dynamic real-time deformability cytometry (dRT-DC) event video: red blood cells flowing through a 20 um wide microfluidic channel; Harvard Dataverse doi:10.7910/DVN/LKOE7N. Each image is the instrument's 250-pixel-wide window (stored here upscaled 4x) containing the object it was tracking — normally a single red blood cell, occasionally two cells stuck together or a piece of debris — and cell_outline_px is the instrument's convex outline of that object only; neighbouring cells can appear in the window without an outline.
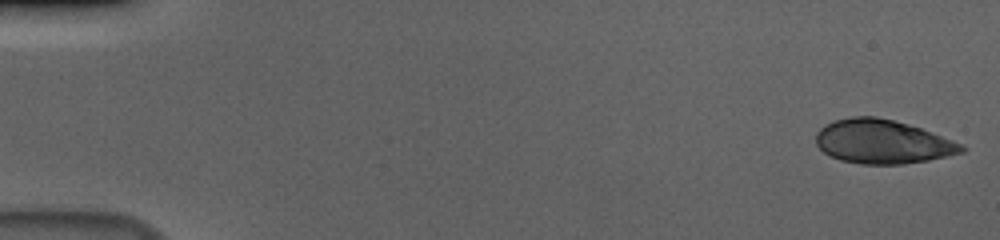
{"species": "human", "species_latin": "Homo sapiens", "temperature_condition": "cold", "stored_images_in_passage": 56, "camera_frame_rate_fps": 3000, "um_per_image_px": 0.085, "donor": {"sex": "male"}, "frame": {"image": 1, "passage_image": 1, "time_ms": 0.0, "image_size_px": [1000, 240], "cell_outline_px": [[968, 148], [964, 152], [948, 156], [928, 160], [904, 164], [860, 164], [840, 160], [824, 152], [816, 144], [816, 132], [824, 124], [832, 120], [852, 116], [876, 116], [908, 124], [920, 128], [964, 144]], "centroid_in_image_um": [75.01, 12.04], "position_along_channel_um": 10.0, "area_um2": 37.45}}
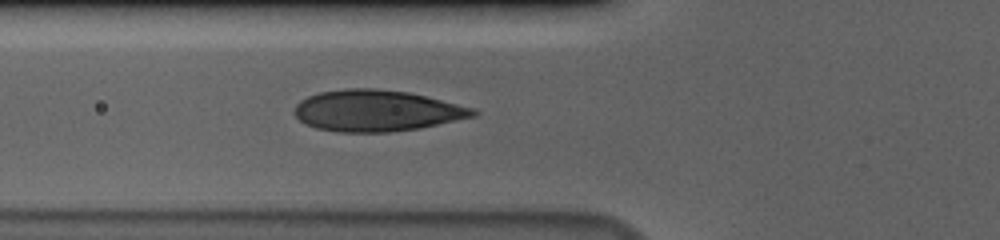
{"frame": {"image": 2, "passage_image": 21, "time_ms": 6.667, "image_size_px": [1000, 240], "cell_outline_px": [[480, 112], [476, 116], [420, 128], [388, 132], [336, 132], [316, 128], [304, 124], [292, 112], [296, 104], [300, 100], [308, 96], [320, 92], [344, 88], [376, 88], [408, 92], [472, 108]], "centroid_in_image_um": [31.96, 9.41], "position_along_channel_um": 93.8, "area_um2": 43.0}}
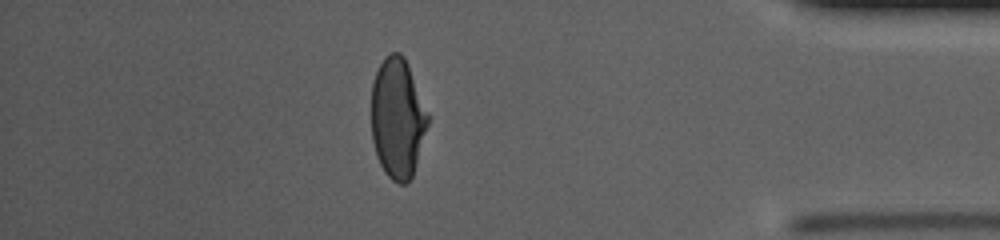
{"frame": {"image": 3, "passage_image": 49, "time_ms": 16.0, "image_size_px": [1000, 240], "cell_outline_px": [[428, 124], [412, 176], [404, 184], [400, 184], [392, 180], [384, 172], [376, 156], [372, 140], [372, 84], [376, 72], [384, 56], [392, 52], [400, 52], [404, 56], [408, 64], [428, 112]], "centroid_in_image_um": [33.78, 10.03], "position_along_channel_um": 401.4, "area_um2": 39.42}, "authors_computed_cell_mechanics": {"area_um2": 40.7201, "velocity_mm_per_s": 3.6678, "shape_relaxation_time_tau1_ms": 5.2689, "shape_relaxation_time_tau2_ms": null, "deformation_change_tau1": 0.1957, "deformation_change_tau2": null}}